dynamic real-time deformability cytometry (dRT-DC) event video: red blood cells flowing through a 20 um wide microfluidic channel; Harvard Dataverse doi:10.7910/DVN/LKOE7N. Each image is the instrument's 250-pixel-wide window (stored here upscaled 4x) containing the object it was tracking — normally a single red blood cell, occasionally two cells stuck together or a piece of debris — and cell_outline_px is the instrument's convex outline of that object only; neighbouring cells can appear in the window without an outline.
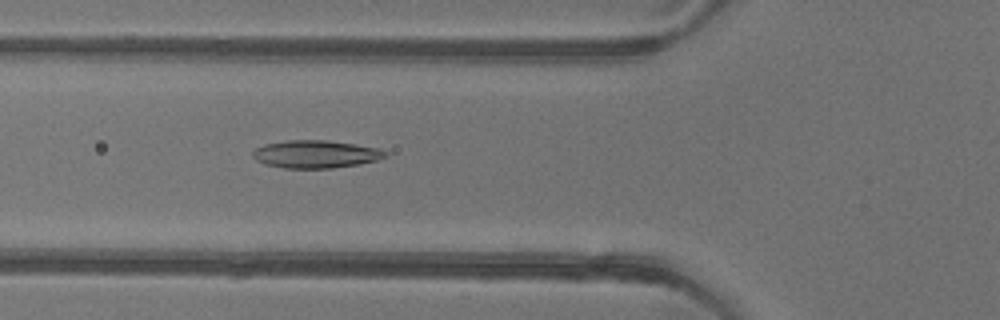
{"species": "common noctule bat (a hibernating species)", "species_latin": "Nyctalus noctula", "temperature_condition": "warm", "stored_images_in_passage": 52, "camera_frame_rate_fps": 3000, "um_per_image_px": 0.085, "animal": {"sex": "female"}, "frame": {"image": 1, "passage_image": 19, "time_ms": 6.0, "image_size_px": [1000, 320], "cell_outline_px": [[388, 156], [376, 160], [360, 164], [332, 168], [284, 168], [264, 164], [256, 160], [252, 156], [252, 152], [256, 148], [264, 144], [288, 140], [328, 140], [356, 144], [380, 148], [388, 152]], "centroid_in_image_um": [26.85, 13.1], "position_along_channel_um": 98.9, "area_um2": 21.62}}
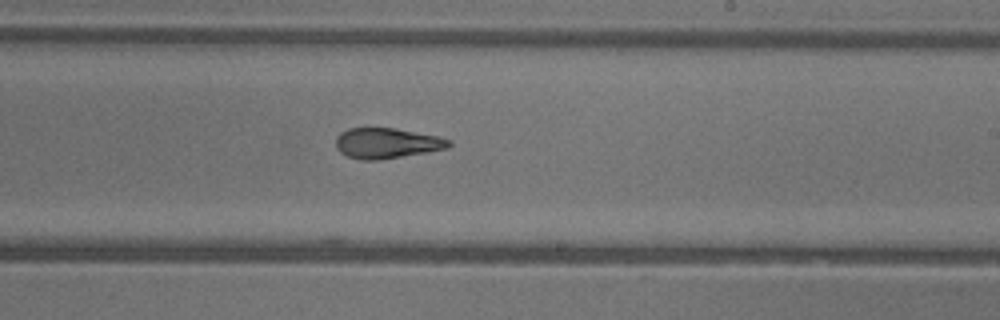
{"frame": {"image": 2, "passage_image": 31, "time_ms": 10.0, "image_size_px": [1000, 320], "cell_outline_px": [[452, 144], [448, 148], [428, 152], [376, 160], [360, 160], [348, 156], [340, 152], [336, 148], [336, 136], [340, 132], [348, 128], [396, 128], [440, 136], [452, 140]], "centroid_in_image_um": [32.9, 12.16], "position_along_channel_um": 256.1, "area_um2": 20.23}}
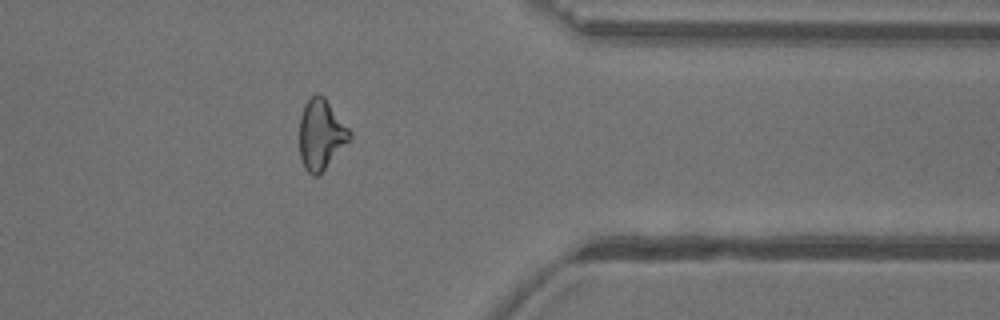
{"frame": {"image": 3, "passage_image": 42, "time_ms": 13.667, "image_size_px": [1000, 320], "cell_outline_px": [[352, 140], [316, 176], [312, 176], [304, 168], [300, 160], [300, 116], [304, 104], [316, 92], [324, 96], [352, 132]], "centroid_in_image_um": [27.3, 11.42], "position_along_channel_um": 384.1, "area_um2": 20.69}}